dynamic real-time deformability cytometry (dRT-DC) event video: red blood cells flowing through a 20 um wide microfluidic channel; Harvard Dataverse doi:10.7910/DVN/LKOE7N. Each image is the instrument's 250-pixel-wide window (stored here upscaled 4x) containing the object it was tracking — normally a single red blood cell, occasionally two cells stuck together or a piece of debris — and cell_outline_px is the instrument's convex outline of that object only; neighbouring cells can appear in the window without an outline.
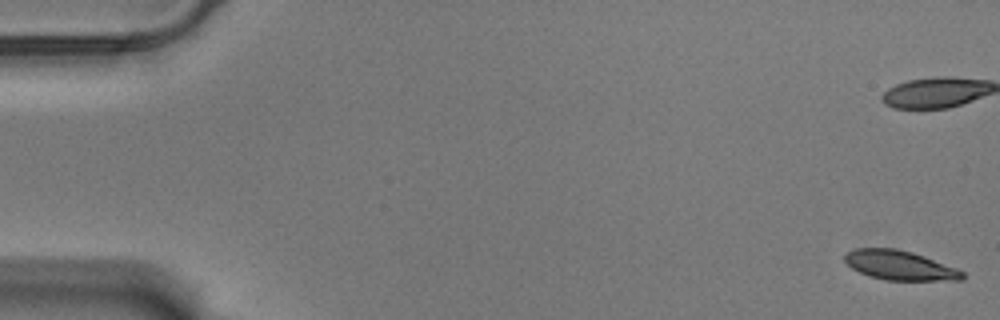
{"species": "Egyptian fruit bat (a non-hibernating species)", "species_latin": "Rousettus aegyptiacus", "temperature_condition": "warm", "stored_images_in_passage": 59, "camera_frame_rate_fps": 3000, "um_per_image_px": 0.085, "animal": {"sex": "male"}, "frame": {"image": 1, "passage_image": 1, "time_ms": 0.0, "image_size_px": [1000, 320], "cell_outline_px": [[964, 276], [960, 280], [884, 280], [868, 276], [852, 268], [844, 260], [844, 252], [856, 248], [896, 248], [912, 252], [924, 256], [956, 268], [964, 272]], "centroid_in_image_um": [76.44, 22.54], "position_along_channel_um": 8.6, "area_um2": 20.17}}
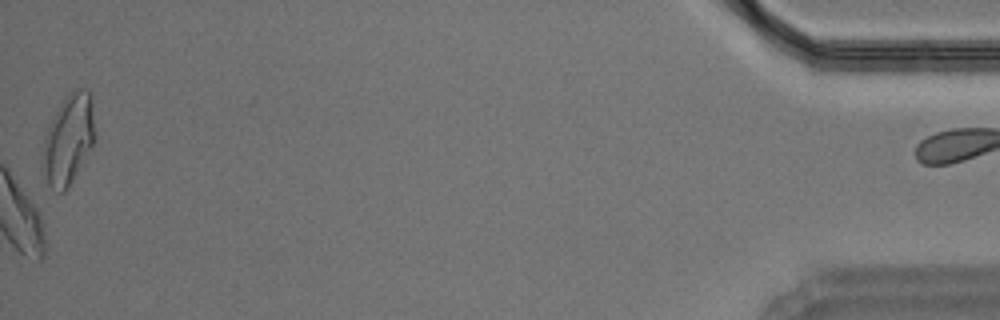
{"frame": {"image": 2, "passage_image": 59, "time_ms": 19.333, "image_size_px": [1000, 320], "cell_outline_px": [[96, 140], [92, 148], [68, 188], [64, 192], [60, 192], [52, 188], [48, 184], [40, 168], [40, 160], [44, 140], [48, 124], [64, 100], [72, 92], [80, 88], [84, 88], [92, 92], [96, 136]], "centroid_in_image_um": [5.83, 11.88], "position_along_channel_um": 429.4, "area_um2": 27.98}, "authors_computed_cell_mechanics": {"area_um2": 21.9062, "velocity_mm_per_s": 3.4927, "shape_relaxation_time_tau1_ms": 10.4659, "shape_relaxation_time_tau2_ms": 8.1867, "deformation_change_tau1": 0.1967, "deformation_change_tau2": 0.1529}}